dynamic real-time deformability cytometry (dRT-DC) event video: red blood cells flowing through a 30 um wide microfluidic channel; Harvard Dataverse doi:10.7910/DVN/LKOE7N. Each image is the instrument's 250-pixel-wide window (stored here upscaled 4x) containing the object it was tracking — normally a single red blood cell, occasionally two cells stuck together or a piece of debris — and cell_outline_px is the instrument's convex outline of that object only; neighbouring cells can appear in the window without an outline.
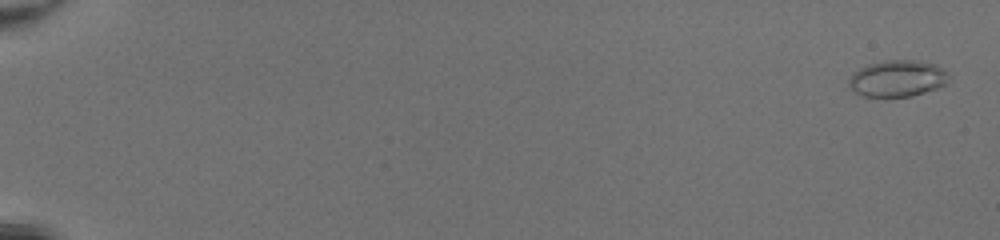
{"species": "common noctule bat (a hibernating species)", "species_latin": "Nyctalus noctula", "temperature_condition": "room temperature", "stored_images_in_passage": 52, "camera_frame_rate_fps": 3000, "um_per_image_px": 0.085, "animal": {"sex": "female", "body_mass_g": 20.0, "forearm_length_mm": 54.0}, "frame": {"image": 1, "passage_image": 2, "time_ms": 0.333, "image_size_px": [1000, 240], "cell_outline_px": [[948, 84], [912, 96], [864, 96], [856, 92], [848, 84], [848, 80], [860, 68], [868, 64], [884, 60], [916, 60], [936, 64], [944, 68], [948, 72]], "centroid_in_image_um": [76.33, 6.65], "position_along_channel_um": 8.7, "area_um2": 21.15}}
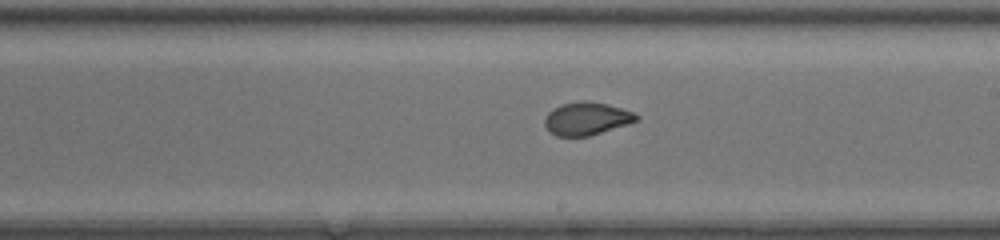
{"frame": {"image": 2, "passage_image": 33, "time_ms": 10.667, "image_size_px": [1000, 240], "cell_outline_px": [[640, 120], [628, 124], [588, 136], [556, 136], [544, 124], [544, 120], [548, 112], [560, 104], [584, 100], [608, 104], [632, 112], [640, 116]], "centroid_in_image_um": [49.88, 10.07], "position_along_channel_um": 239.1, "area_um2": 17.46}}
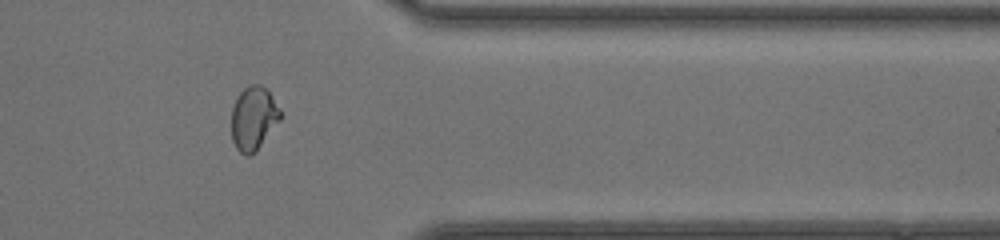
{"frame": {"image": 3, "passage_image": 44, "time_ms": 14.333, "image_size_px": [1000, 240], "cell_outline_px": [[284, 116], [256, 152], [248, 156], [244, 156], [236, 148], [232, 140], [232, 108], [236, 96], [244, 88], [252, 84], [260, 84], [268, 88], [280, 108]], "centroid_in_image_um": [21.58, 10.04], "position_along_channel_um": 389.8, "area_um2": 18.67}, "authors_computed_cell_mechanics": {"area_um2": 18.9006, "velocity_mm_per_s": 4.2943, "shape_relaxation_time_tau1_ms": null, "shape_relaxation_time_tau2_ms": 0.6282, "deformation_change_tau1": null, "deformation_change_tau2": 0.0456}}